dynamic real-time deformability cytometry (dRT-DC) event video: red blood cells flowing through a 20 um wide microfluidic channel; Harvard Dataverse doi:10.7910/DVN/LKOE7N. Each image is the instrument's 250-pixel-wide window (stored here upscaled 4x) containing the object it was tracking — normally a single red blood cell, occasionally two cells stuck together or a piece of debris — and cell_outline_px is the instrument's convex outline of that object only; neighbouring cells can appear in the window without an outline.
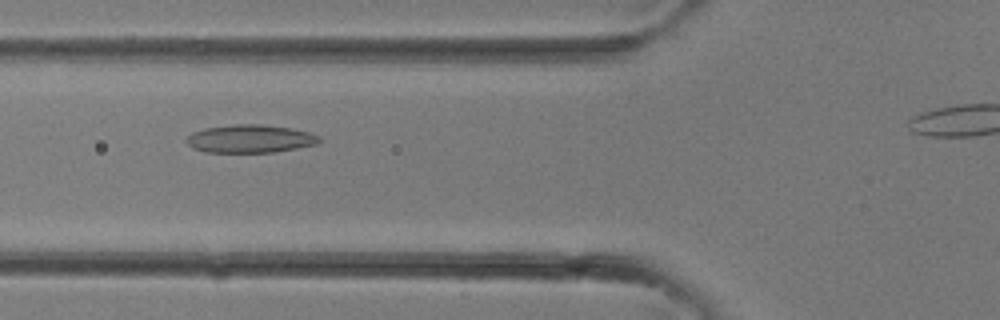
{"species": "common noctule bat (a hibernating species)", "species_latin": "Nyctalus noctula", "temperature_condition": "room temperature", "stored_images_in_passage": 25, "camera_frame_rate_fps": 3000, "um_per_image_px": 0.085, "animal": {"sex": "female"}, "frame": {"image": 1, "passage_image": 8, "time_ms": 2.333, "image_size_px": [1000, 320], "cell_outline_px": [[320, 140], [316, 144], [276, 152], [204, 152], [192, 148], [184, 140], [192, 132], [204, 128], [232, 124], [260, 124], [292, 128], [308, 132], [320, 136]], "centroid_in_image_um": [21.22, 11.79], "position_along_channel_um": 104.6, "area_um2": 21.79}}
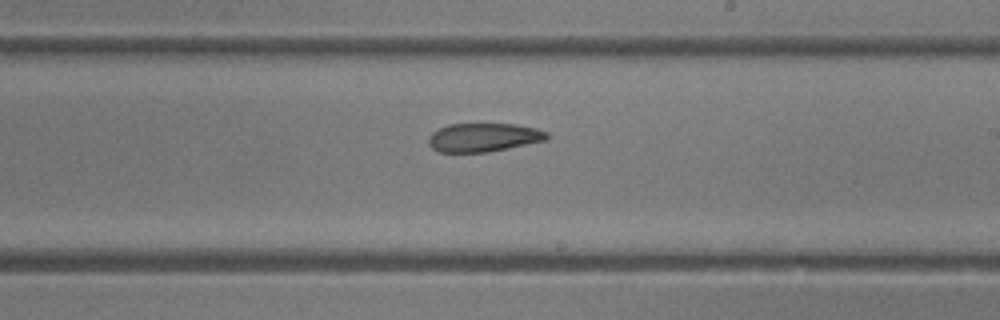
{"frame": {"image": 2, "passage_image": 15, "time_ms": 4.667, "image_size_px": [1000, 320], "cell_outline_px": [[548, 140], [488, 152], [440, 152], [432, 148], [428, 144], [428, 136], [432, 132], [448, 124], [516, 124], [536, 128], [548, 132]], "centroid_in_image_um": [41.1, 11.68], "position_along_channel_um": 247.9, "area_um2": 19.83}}
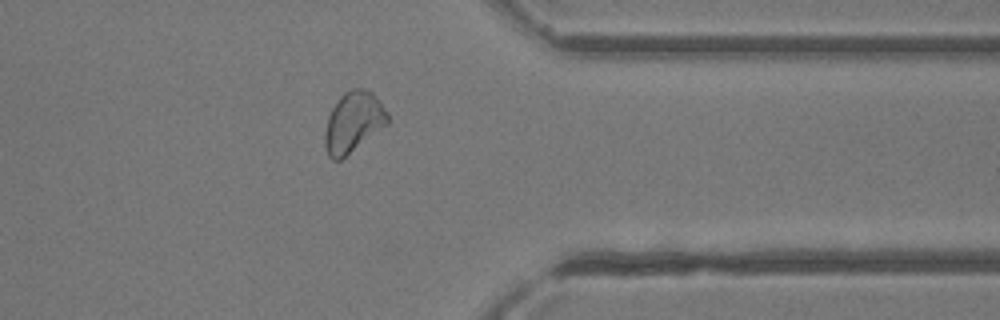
{"frame": {"image": 3, "passage_image": 22, "time_ms": 7.0, "image_size_px": [1000, 320], "cell_outline_px": [[388, 124], [340, 160], [332, 160], [328, 156], [324, 144], [324, 132], [328, 116], [332, 108], [340, 96], [344, 92], [352, 88], [364, 88], [372, 92], [380, 100], [388, 112]], "centroid_in_image_um": [30.03, 10.36], "position_along_channel_um": 381.4, "area_um2": 22.25}}